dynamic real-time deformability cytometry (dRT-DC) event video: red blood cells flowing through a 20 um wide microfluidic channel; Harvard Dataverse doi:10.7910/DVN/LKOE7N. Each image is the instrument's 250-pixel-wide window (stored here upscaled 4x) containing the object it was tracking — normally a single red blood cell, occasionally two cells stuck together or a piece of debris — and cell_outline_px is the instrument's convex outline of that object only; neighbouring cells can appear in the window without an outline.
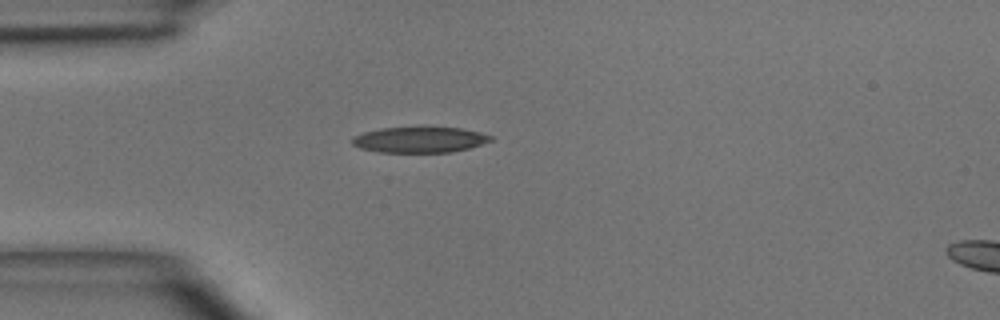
{"species": "common noctule bat (a hibernating species)", "species_latin": "Nyctalus noctula", "temperature_condition": "room temperature", "stored_images_in_passage": 2, "segment_of_instrument_passage": [1, 2], "camera_frame_rate_fps": 3000, "um_per_image_px": 0.085, "animal": {"sex": "male", "body_mass_g": 15.6}, "frame": {"image": 1, "passage_image": 1, "time_ms": 0.0, "image_size_px": [1000, 320], "cell_outline_px": [[492, 140], [468, 148], [452, 152], [380, 152], [360, 148], [352, 144], [352, 136], [364, 132], [380, 128], [424, 124], [460, 128], [480, 132], [492, 136]], "centroid_in_image_um": [35.65, 11.82], "position_along_channel_um": 49.4, "area_um2": 21.62}}